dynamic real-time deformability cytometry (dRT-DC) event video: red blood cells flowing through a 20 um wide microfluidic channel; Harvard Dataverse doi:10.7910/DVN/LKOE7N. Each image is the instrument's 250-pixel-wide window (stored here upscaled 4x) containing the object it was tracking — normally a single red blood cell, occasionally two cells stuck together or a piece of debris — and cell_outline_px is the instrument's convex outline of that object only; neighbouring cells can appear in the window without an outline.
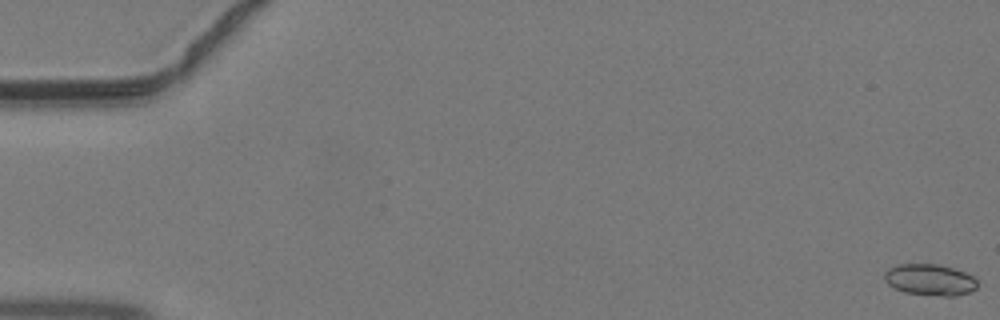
{"species": "common noctule bat (a hibernating species)", "species_latin": "Nyctalus noctula", "temperature_condition": "warm", "stored_images_in_passage": 45, "camera_frame_rate_fps": 3000, "um_per_image_px": 0.085, "animal": {"sex": "male", "body_mass_g": 19.2, "forearm_length_mm": 51.8}, "frame": {"image": 1, "passage_image": 1, "time_ms": 0.0, "image_size_px": [1000, 320], "cell_outline_px": [[976, 288], [968, 292], [956, 296], [944, 296], [904, 292], [888, 284], [884, 280], [884, 272], [888, 268], [896, 264], [940, 264], [964, 272], [972, 276], [976, 280]], "centroid_in_image_um": [79.01, 23.77], "position_along_channel_um": 6.0, "area_um2": 16.88}}
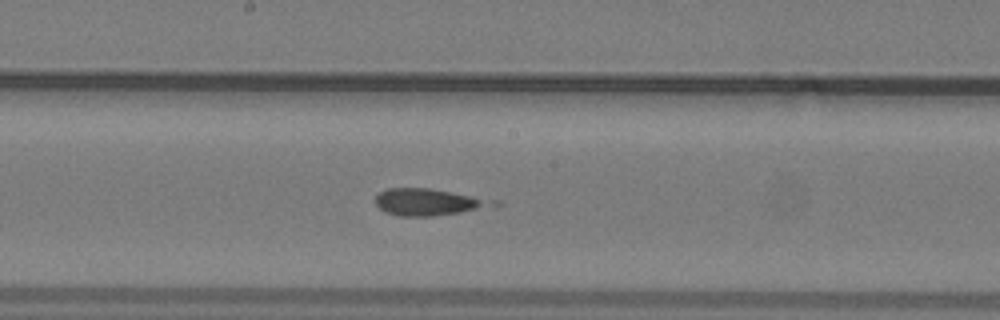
{"frame": {"image": 2, "passage_image": 25, "time_ms": 8.0, "image_size_px": [1000, 320], "cell_outline_px": [[484, 204], [476, 208], [460, 212], [432, 216], [400, 216], [388, 212], [380, 208], [376, 204], [376, 196], [380, 192], [388, 188], [428, 188], [468, 196], [480, 200]], "centroid_in_image_um": [36.04, 17.17], "position_along_channel_um": 212.2, "area_um2": 16.65}}
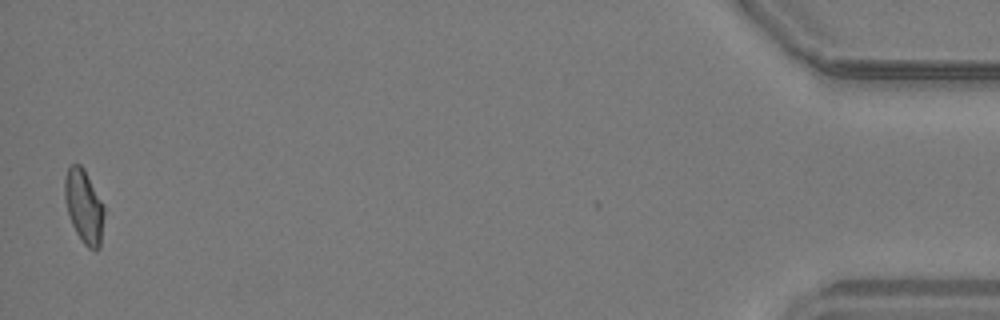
{"frame": {"image": 3, "passage_image": 45, "time_ms": 14.667, "image_size_px": [1000, 320], "cell_outline_px": [[104, 216], [100, 248], [96, 252], [88, 248], [84, 244], [76, 232], [72, 224], [64, 200], [64, 180], [68, 168], [72, 164], [80, 164], [84, 168], [104, 204]], "centroid_in_image_um": [7.15, 17.55], "position_along_channel_um": 428.1, "area_um2": 17.11}}